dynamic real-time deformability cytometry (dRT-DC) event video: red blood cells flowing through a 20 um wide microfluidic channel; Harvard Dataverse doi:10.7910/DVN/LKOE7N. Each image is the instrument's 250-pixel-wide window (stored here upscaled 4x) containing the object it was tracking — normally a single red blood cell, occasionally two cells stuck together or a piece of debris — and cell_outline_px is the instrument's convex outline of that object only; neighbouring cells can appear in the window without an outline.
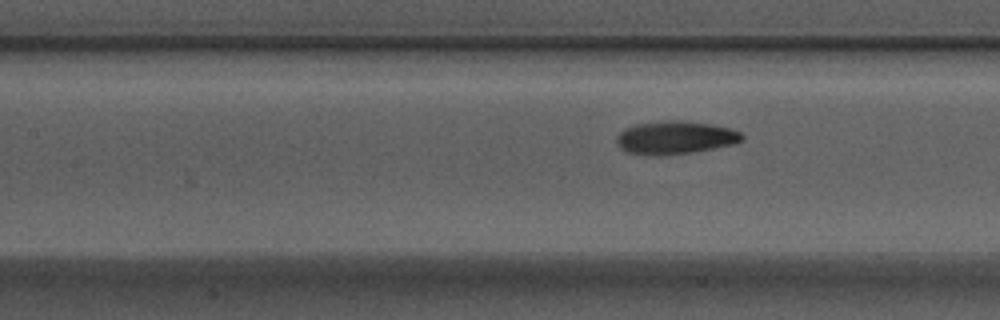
{"species": "Egyptian fruit bat (a non-hibernating species)", "species_latin": "Rousettus aegyptiacus", "temperature_condition": "warm", "stored_images_in_passage": 7, "segment_of_instrument_passage": [2, 2], "camera_frame_rate_fps": 3000, "um_per_image_px": 0.085, "animal": {"sex": "male"}, "frame": {"image": 1, "passage_image": 7, "time_ms": 2.0, "image_size_px": [1000, 320], "cell_outline_px": [[744, 140], [736, 144], [692, 152], [656, 156], [628, 152], [620, 148], [616, 140], [616, 136], [624, 128], [636, 124], [668, 120], [680, 120], [712, 124], [732, 128], [740, 132], [744, 136]], "centroid_in_image_um": [57.43, 11.69], "position_along_channel_um": 150.0, "area_um2": 24.33}}